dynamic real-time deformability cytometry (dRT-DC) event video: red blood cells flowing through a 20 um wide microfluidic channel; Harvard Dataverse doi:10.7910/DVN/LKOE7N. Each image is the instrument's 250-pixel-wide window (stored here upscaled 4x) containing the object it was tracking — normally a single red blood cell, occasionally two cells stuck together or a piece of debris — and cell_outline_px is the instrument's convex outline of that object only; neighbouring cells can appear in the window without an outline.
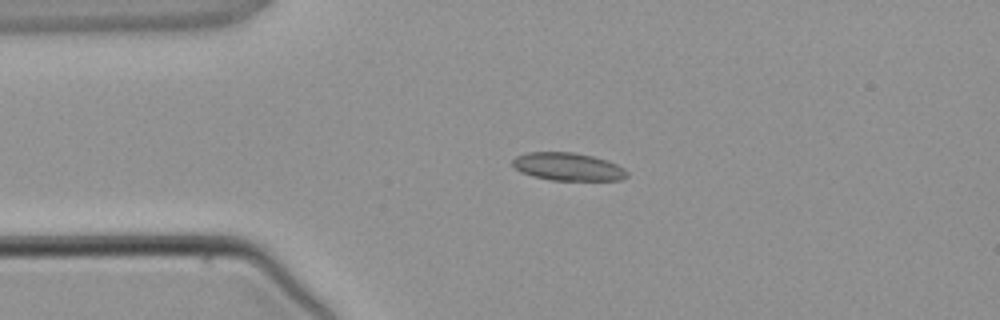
{"species": "common noctule bat (a hibernating species)", "species_latin": "Nyctalus noctula", "temperature_condition": "warm", "stored_images_in_passage": 3, "camera_frame_rate_fps": 3000, "um_per_image_px": 0.085, "animal": {"sex": "male", "body_mass_g": 21.5, "forearm_length_mm": 52.0}, "frame": {"image": 1, "passage_image": 2, "time_ms": 2.333, "image_size_px": [1000, 320], "cell_outline_px": [[628, 176], [620, 180], [552, 180], [532, 176], [520, 172], [512, 164], [512, 160], [516, 156], [528, 152], [572, 152], [592, 156], [608, 160], [624, 168], [628, 172]], "centroid_in_image_um": [48.28, 14.17], "position_along_channel_um": 36.7, "area_um2": 18.61}}